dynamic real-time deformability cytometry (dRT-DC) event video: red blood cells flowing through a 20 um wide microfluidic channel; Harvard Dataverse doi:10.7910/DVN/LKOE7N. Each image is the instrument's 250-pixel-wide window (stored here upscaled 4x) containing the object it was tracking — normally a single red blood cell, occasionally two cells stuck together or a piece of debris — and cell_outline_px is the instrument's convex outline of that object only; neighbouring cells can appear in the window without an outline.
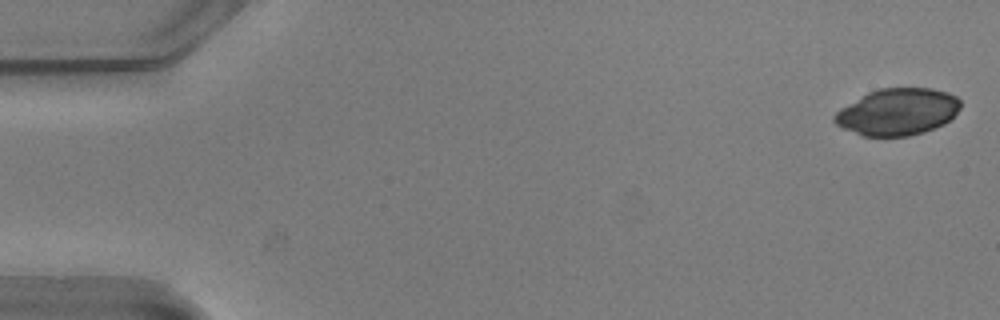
{"species": "common noctule bat (a hibernating species)", "species_latin": "Nyctalus noctula", "temperature_condition": "warm", "stored_images_in_passage": 54, "camera_frame_rate_fps": 3000, "um_per_image_px": 0.085, "animal": {"sex": "male", "body_mass_g": 20.5, "forearm_length_mm": 52.5}, "frame": {"image": 1, "passage_image": 2, "time_ms": 0.333, "image_size_px": [1000, 320], "cell_outline_px": [[960, 108], [944, 124], [924, 132], [908, 136], [864, 136], [844, 128], [836, 124], [832, 120], [832, 116], [840, 108], [868, 92], [880, 88], [932, 88], [948, 92], [956, 96], [960, 100]], "centroid_in_image_um": [76.28, 9.5], "position_along_channel_um": 8.7, "area_um2": 34.28}}